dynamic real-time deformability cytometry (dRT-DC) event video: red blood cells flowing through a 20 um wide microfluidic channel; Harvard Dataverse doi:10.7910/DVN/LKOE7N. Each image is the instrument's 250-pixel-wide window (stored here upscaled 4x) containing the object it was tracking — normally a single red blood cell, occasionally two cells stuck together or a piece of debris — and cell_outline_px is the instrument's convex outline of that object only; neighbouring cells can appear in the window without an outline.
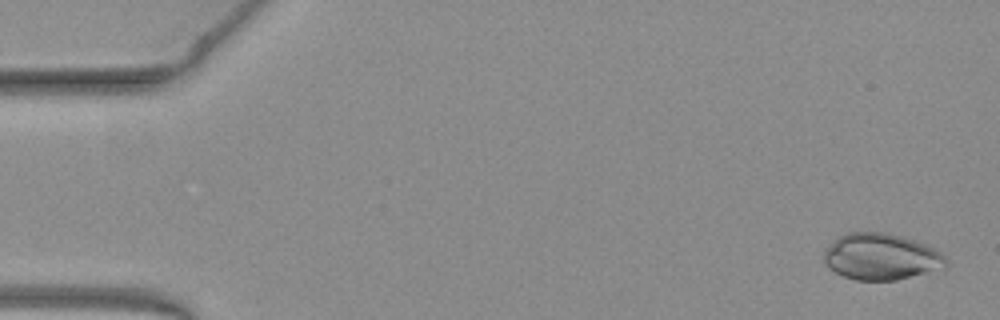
{"species": "common noctule bat (a hibernating species)", "species_latin": "Nyctalus noctula", "temperature_condition": "warm", "stored_images_in_passage": 51, "camera_frame_rate_fps": 3000, "um_per_image_px": 0.085, "animal": {"sex": "female", "body_mass_g": 19.3, "forearm_length_mm": 54.1}, "frame": {"image": 1, "passage_image": 2, "time_ms": 0.333, "image_size_px": [1000, 320], "cell_outline_px": [[948, 264], [944, 268], [896, 280], [856, 280], [844, 276], [828, 268], [824, 264], [824, 252], [840, 236], [848, 232], [888, 232], [924, 244], [940, 252], [948, 260]], "centroid_in_image_um": [74.9, 21.83], "position_along_channel_um": 10.1, "area_um2": 32.71}}
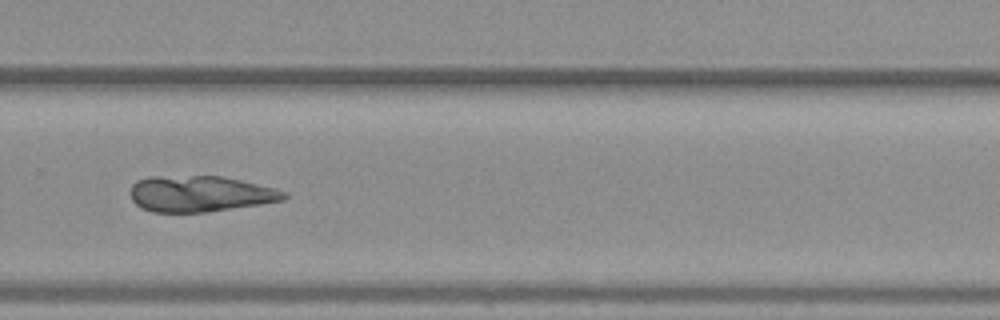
{"frame": {"image": 2, "passage_image": 35, "time_ms": 11.333, "image_size_px": [1000, 320], "cell_outline_px": [[288, 196], [284, 200], [260, 204], [208, 212], [152, 212], [140, 208], [132, 200], [132, 184], [136, 180], [148, 176], [220, 176], [240, 180], [276, 188], [288, 192]], "centroid_in_image_um": [17.01, 16.47], "position_along_channel_um": 312.8, "area_um2": 32.37}}
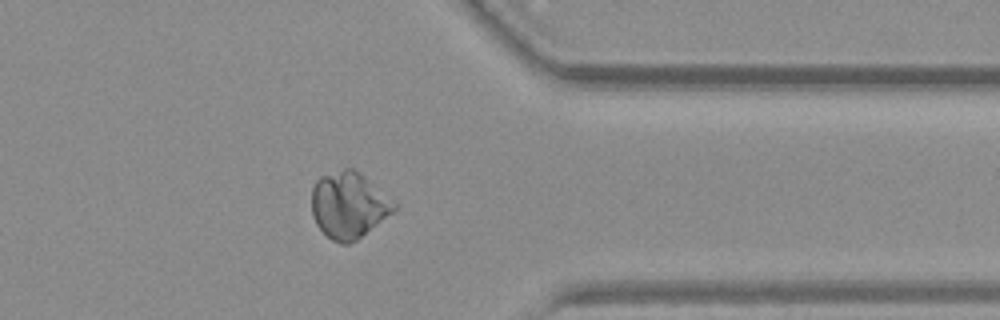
{"frame": {"image": 3, "passage_image": 41, "time_ms": 13.333, "image_size_px": [1000, 320], "cell_outline_px": [[396, 208], [392, 212], [356, 240], [348, 244], [340, 244], [332, 240], [316, 224], [312, 216], [312, 188], [316, 180], [320, 176], [344, 168], [352, 168], [364, 176], [396, 204]], "centroid_in_image_um": [29.59, 17.43], "position_along_channel_um": 381.8, "area_um2": 31.27}}